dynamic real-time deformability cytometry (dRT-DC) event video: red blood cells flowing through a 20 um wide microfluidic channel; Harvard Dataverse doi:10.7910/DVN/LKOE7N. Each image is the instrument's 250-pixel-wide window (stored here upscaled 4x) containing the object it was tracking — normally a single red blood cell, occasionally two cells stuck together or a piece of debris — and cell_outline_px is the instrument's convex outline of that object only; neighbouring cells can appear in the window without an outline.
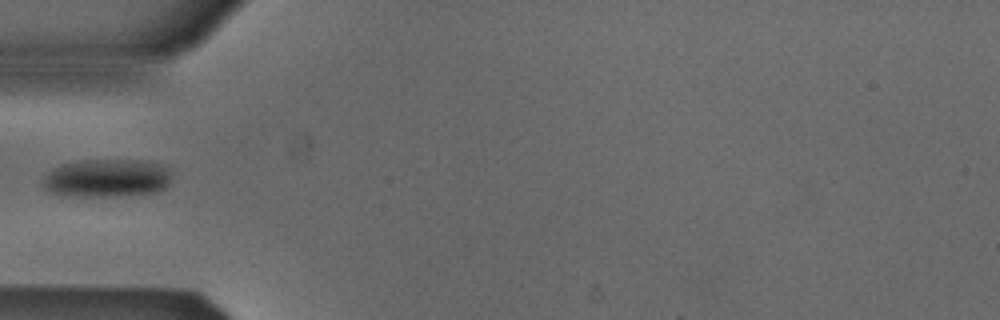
{"species": "Egyptian fruit bat (a non-hibernating species)", "species_latin": "Rousettus aegyptiacus", "temperature_condition": "cold", "stored_images_in_passage": 5, "camera_frame_rate_fps": 3000, "um_per_image_px": 0.085, "animal": {"sex": "male"}, "frame": {"image": 1, "passage_image": 5, "time_ms": 1.333, "image_size_px": [1000, 320], "cell_outline_px": [[172, 176], [168, 184], [160, 192], [112, 196], [64, 196], [52, 192], [44, 188], [44, 176], [52, 168], [60, 164], [80, 160], [140, 160], [156, 164], [172, 172]], "centroid_in_image_um": [9.06, 15.14], "position_along_channel_um": 75.9, "area_um2": 28.67}}